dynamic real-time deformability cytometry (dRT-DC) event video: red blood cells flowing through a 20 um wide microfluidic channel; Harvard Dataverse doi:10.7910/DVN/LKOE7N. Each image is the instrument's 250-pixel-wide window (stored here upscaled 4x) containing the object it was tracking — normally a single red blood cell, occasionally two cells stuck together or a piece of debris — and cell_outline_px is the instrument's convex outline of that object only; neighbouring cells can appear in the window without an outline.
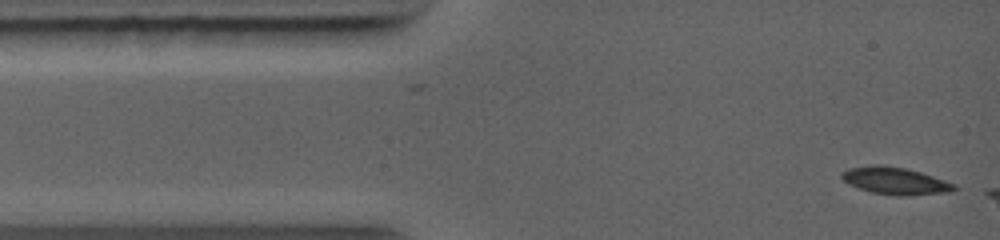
{"species": "common noctule bat (a hibernating species)", "species_latin": "Nyctalus noctula", "temperature_condition": "warm", "stored_images_in_passage": 6, "camera_frame_rate_fps": 5000, "um_per_image_px": 0.085, "animal": {"sex": "female", "body_mass_g": 19.0, "forearm_length_mm": 56.7}, "frame": {"image": 1, "passage_image": 6, "time_ms": 1.0, "image_size_px": [1000, 240], "cell_outline_px": [[960, 188], [948, 192], [900, 196], [896, 196], [872, 192], [848, 184], [840, 176], [840, 172], [848, 168], [872, 164], [880, 164], [904, 168], [920, 172], [956, 184]], "centroid_in_image_um": [76.07, 15.36], "position_along_channel_um": 8.9, "area_um2": 17.86}}